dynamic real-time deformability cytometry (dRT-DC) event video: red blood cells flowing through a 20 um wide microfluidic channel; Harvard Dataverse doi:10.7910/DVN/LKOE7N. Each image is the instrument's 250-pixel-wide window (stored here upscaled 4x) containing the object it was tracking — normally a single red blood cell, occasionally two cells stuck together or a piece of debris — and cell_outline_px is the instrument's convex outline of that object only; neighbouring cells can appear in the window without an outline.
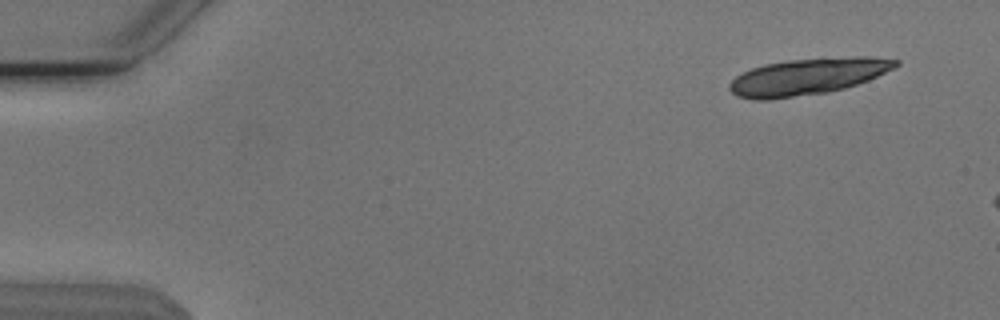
{"species": "Egyptian fruit bat (a non-hibernating species)", "species_latin": "Rousettus aegyptiacus", "temperature_condition": "cold", "stored_images_in_passage": 7, "camera_frame_rate_fps": 3000, "um_per_image_px": 0.085, "animal": {"sex": "male"}, "frame": {"image": 1, "passage_image": 1, "time_ms": 0.0, "image_size_px": [1000, 320], "cell_outline_px": [[900, 64], [868, 80], [844, 88], [828, 92], [768, 100], [756, 100], [736, 96], [728, 88], [728, 84], [736, 76], [752, 68], [764, 64], [788, 60], [856, 56], [868, 56], [900, 60]], "centroid_in_image_um": [68.62, 6.51], "position_along_channel_um": 16.4, "area_um2": 35.2}}